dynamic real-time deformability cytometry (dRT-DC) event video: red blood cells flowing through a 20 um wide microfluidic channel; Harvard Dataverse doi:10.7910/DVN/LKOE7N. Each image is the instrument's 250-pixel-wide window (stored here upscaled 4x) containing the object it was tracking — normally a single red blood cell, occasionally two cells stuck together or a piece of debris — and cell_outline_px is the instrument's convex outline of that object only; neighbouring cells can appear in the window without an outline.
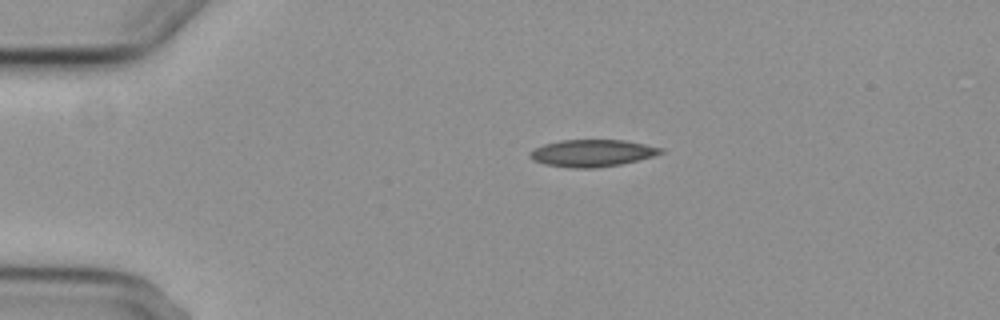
{"species": "common noctule bat (a hibernating species)", "species_latin": "Nyctalus noctula", "temperature_condition": "cold", "stored_images_in_passage": 2, "camera_frame_rate_fps": 3000, "um_per_image_px": 0.085, "animal": {"sex": "female", "body_mass_g": 29.2, "forearm_length_mm": 56.3}, "frame": {"image": 1, "passage_image": 1, "time_ms": 0.0, "image_size_px": [1000, 320], "cell_outline_px": [[664, 152], [652, 156], [620, 164], [596, 168], [572, 168], [548, 164], [536, 160], [528, 156], [528, 152], [544, 144], [560, 140], [624, 140], [664, 148]], "centroid_in_image_um": [50.34, 13.0], "position_along_channel_um": 34.7, "area_um2": 20.35}}